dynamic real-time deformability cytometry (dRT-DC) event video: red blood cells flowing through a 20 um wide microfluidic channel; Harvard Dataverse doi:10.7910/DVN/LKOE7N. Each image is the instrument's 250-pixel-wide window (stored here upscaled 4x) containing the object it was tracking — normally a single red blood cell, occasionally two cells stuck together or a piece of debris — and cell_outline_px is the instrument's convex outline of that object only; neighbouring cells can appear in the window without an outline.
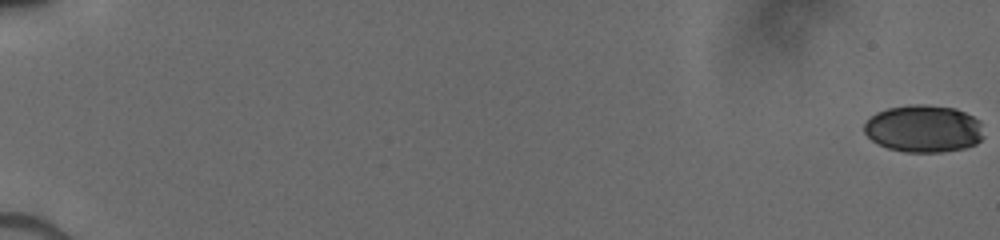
{"species": "human", "species_latin": "Homo sapiens", "temperature_condition": "cold", "stored_images_in_passage": 41, "camera_frame_rate_fps": 3000, "um_per_image_px": 0.085, "donor": {"sex": "male"}, "frame": {"image": 1, "passage_image": 1, "time_ms": 0.0, "image_size_px": [1000, 240], "cell_outline_px": [[984, 136], [976, 144], [964, 148], [940, 152], [904, 152], [888, 148], [872, 140], [864, 132], [864, 124], [876, 112], [888, 108], [908, 104], [924, 104], [956, 108], [980, 120]], "centroid_in_image_um": [78.52, 10.93], "position_along_channel_um": 6.5, "area_um2": 33.06}}
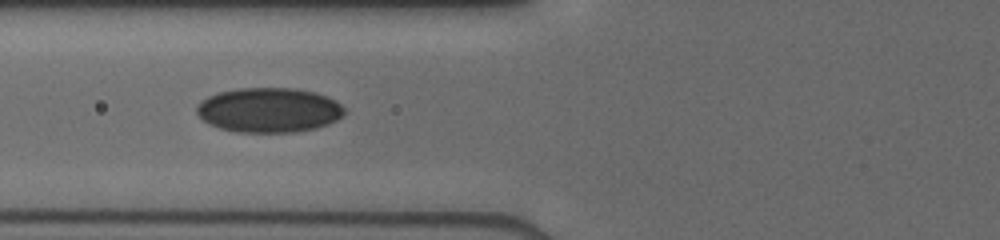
{"frame": {"image": 2, "passage_image": 24, "time_ms": 7.667, "image_size_px": [1000, 240], "cell_outline_px": [[344, 116], [328, 124], [316, 128], [296, 132], [236, 132], [220, 128], [208, 124], [196, 112], [196, 108], [200, 100], [216, 92], [240, 88], [296, 88], [316, 92], [328, 96], [336, 100], [344, 108]], "centroid_in_image_um": [22.86, 9.35], "position_along_channel_um": 102.9, "area_um2": 38.84}}
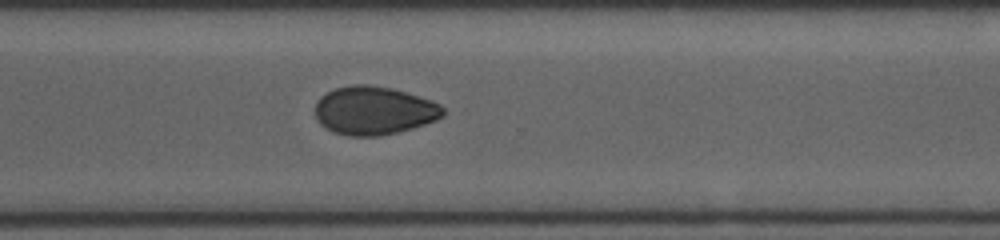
{"frame": {"image": 3, "passage_image": 41, "time_ms": 13.333, "image_size_px": [1000, 240], "cell_outline_px": [[444, 116], [436, 120], [412, 128], [396, 132], [376, 136], [348, 136], [336, 132], [320, 124], [316, 116], [316, 100], [320, 96], [336, 88], [352, 84], [364, 84], [392, 88], [432, 100], [440, 104], [444, 108]], "centroid_in_image_um": [31.8, 9.39], "position_along_channel_um": 338.8, "area_um2": 35.89}}